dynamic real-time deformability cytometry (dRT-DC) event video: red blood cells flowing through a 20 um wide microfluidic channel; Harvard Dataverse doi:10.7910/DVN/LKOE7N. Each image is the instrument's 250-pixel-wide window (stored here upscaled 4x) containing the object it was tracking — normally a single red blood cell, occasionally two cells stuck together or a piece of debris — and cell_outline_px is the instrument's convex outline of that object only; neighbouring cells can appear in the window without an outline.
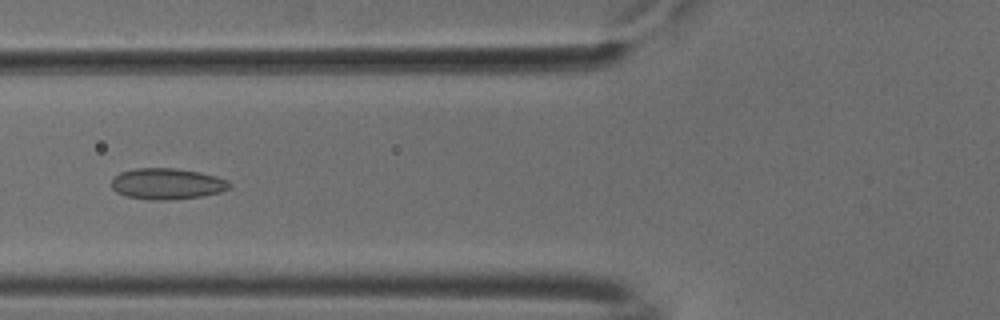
{"species": "common noctule bat (a hibernating species)", "species_latin": "Nyctalus noctula", "temperature_condition": "cold", "stored_images_in_passage": 48, "camera_frame_rate_fps": 3000, "um_per_image_px": 0.085, "animal": {"sex": "male", "body_mass_g": 18.8}, "frame": {"image": 1, "passage_image": 15, "time_ms": 4.667, "image_size_px": [1000, 320], "cell_outline_px": [[232, 184], [228, 188], [220, 192], [200, 196], [168, 200], [148, 200], [124, 196], [116, 192], [112, 188], [112, 180], [120, 172], [136, 168], [176, 168], [200, 172], [216, 176], [228, 180]], "centroid_in_image_um": [14.19, 15.62], "position_along_channel_um": 111.6, "area_um2": 21.44}}
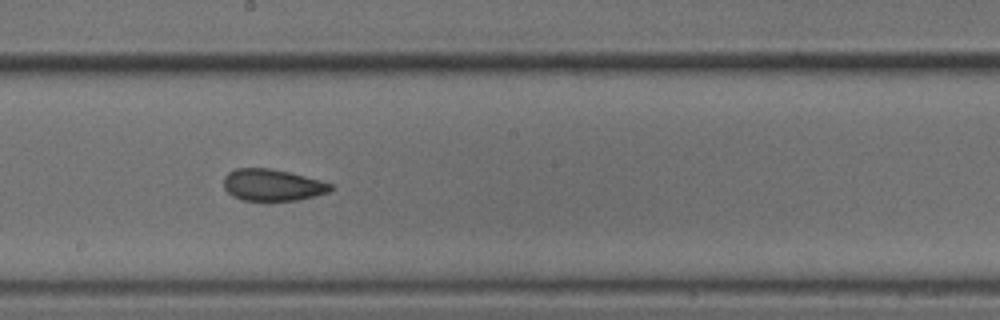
{"frame": {"image": 2, "passage_image": 24, "time_ms": 7.667, "image_size_px": [1000, 320], "cell_outline_px": [[332, 188], [328, 192], [316, 196], [296, 200], [240, 200], [232, 196], [224, 188], [224, 176], [228, 172], [236, 168], [272, 168], [320, 180], [332, 184]], "centroid_in_image_um": [23.12, 15.72], "position_along_channel_um": 225.1, "area_um2": 19.71}}
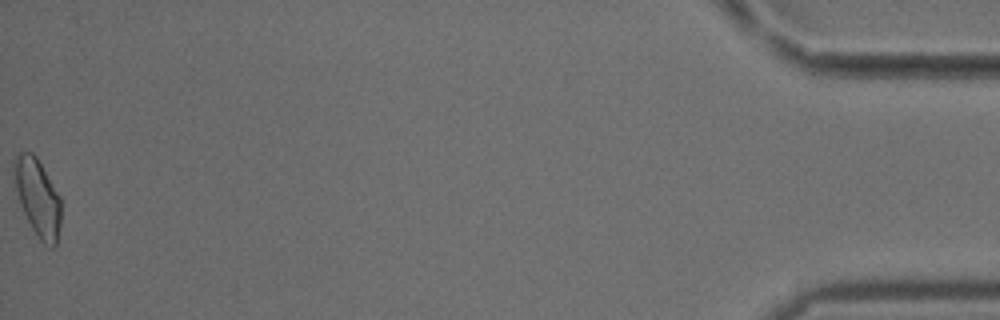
{"frame": {"image": 3, "passage_image": 48, "time_ms": 15.667, "image_size_px": [1000, 320], "cell_outline_px": [[60, 224], [56, 244], [52, 248], [48, 248], [40, 240], [32, 228], [20, 204], [16, 188], [16, 156], [20, 152], [32, 152], [36, 156], [60, 196]], "centroid_in_image_um": [3.24, 16.84], "position_along_channel_um": 432.0, "area_um2": 20.46}, "authors_computed_cell_mechanics": {"area_um2": 20.4323, "velocity_mm_per_s": 3.7698, "shape_relaxation_time_tau1_ms": null, "shape_relaxation_time_tau2_ms": 2.1023, "deformation_change_tau1": null, "deformation_change_tau2": 0.0756}}